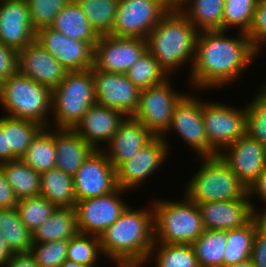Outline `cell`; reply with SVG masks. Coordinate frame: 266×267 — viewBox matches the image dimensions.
I'll return each mask as SVG.
<instances>
[{
	"mask_svg": "<svg viewBox=\"0 0 266 267\" xmlns=\"http://www.w3.org/2000/svg\"><path fill=\"white\" fill-rule=\"evenodd\" d=\"M171 131L177 132V137L180 136L198 157L210 156V144L202 117V99L199 96L188 93L179 100L174 108L171 124L161 136L164 141L168 140L166 135L168 132L171 134Z\"/></svg>",
	"mask_w": 266,
	"mask_h": 267,
	"instance_id": "12",
	"label": "cell"
},
{
	"mask_svg": "<svg viewBox=\"0 0 266 267\" xmlns=\"http://www.w3.org/2000/svg\"><path fill=\"white\" fill-rule=\"evenodd\" d=\"M22 223L33 233L58 208L41 195L18 200L16 205Z\"/></svg>",
	"mask_w": 266,
	"mask_h": 267,
	"instance_id": "39",
	"label": "cell"
},
{
	"mask_svg": "<svg viewBox=\"0 0 266 267\" xmlns=\"http://www.w3.org/2000/svg\"><path fill=\"white\" fill-rule=\"evenodd\" d=\"M0 234L14 253L31 251L33 235L22 223L16 207L0 209Z\"/></svg>",
	"mask_w": 266,
	"mask_h": 267,
	"instance_id": "34",
	"label": "cell"
},
{
	"mask_svg": "<svg viewBox=\"0 0 266 267\" xmlns=\"http://www.w3.org/2000/svg\"><path fill=\"white\" fill-rule=\"evenodd\" d=\"M168 3L172 6V7H177L179 4H181L184 0H167Z\"/></svg>",
	"mask_w": 266,
	"mask_h": 267,
	"instance_id": "55",
	"label": "cell"
},
{
	"mask_svg": "<svg viewBox=\"0 0 266 267\" xmlns=\"http://www.w3.org/2000/svg\"><path fill=\"white\" fill-rule=\"evenodd\" d=\"M262 224L266 227V213L259 216Z\"/></svg>",
	"mask_w": 266,
	"mask_h": 267,
	"instance_id": "56",
	"label": "cell"
},
{
	"mask_svg": "<svg viewBox=\"0 0 266 267\" xmlns=\"http://www.w3.org/2000/svg\"><path fill=\"white\" fill-rule=\"evenodd\" d=\"M50 28L64 36L85 42H97L100 37L75 0L58 12Z\"/></svg>",
	"mask_w": 266,
	"mask_h": 267,
	"instance_id": "25",
	"label": "cell"
},
{
	"mask_svg": "<svg viewBox=\"0 0 266 267\" xmlns=\"http://www.w3.org/2000/svg\"><path fill=\"white\" fill-rule=\"evenodd\" d=\"M60 267H88V266H85L83 264H79V263H76V262H72V261H69V260H65Z\"/></svg>",
	"mask_w": 266,
	"mask_h": 267,
	"instance_id": "53",
	"label": "cell"
},
{
	"mask_svg": "<svg viewBox=\"0 0 266 267\" xmlns=\"http://www.w3.org/2000/svg\"><path fill=\"white\" fill-rule=\"evenodd\" d=\"M40 194L58 208H74L77 202L73 176L55 167L42 172Z\"/></svg>",
	"mask_w": 266,
	"mask_h": 267,
	"instance_id": "27",
	"label": "cell"
},
{
	"mask_svg": "<svg viewBox=\"0 0 266 267\" xmlns=\"http://www.w3.org/2000/svg\"><path fill=\"white\" fill-rule=\"evenodd\" d=\"M170 147L168 141H164L161 136H155L136 155L116 169L118 187L128 191L138 190L150 175L163 166L170 155Z\"/></svg>",
	"mask_w": 266,
	"mask_h": 267,
	"instance_id": "14",
	"label": "cell"
},
{
	"mask_svg": "<svg viewBox=\"0 0 266 267\" xmlns=\"http://www.w3.org/2000/svg\"><path fill=\"white\" fill-rule=\"evenodd\" d=\"M263 86H261L264 90H266V83L262 84Z\"/></svg>",
	"mask_w": 266,
	"mask_h": 267,
	"instance_id": "58",
	"label": "cell"
},
{
	"mask_svg": "<svg viewBox=\"0 0 266 267\" xmlns=\"http://www.w3.org/2000/svg\"><path fill=\"white\" fill-rule=\"evenodd\" d=\"M17 202L18 199L8 183L3 170L0 168V209L16 207Z\"/></svg>",
	"mask_w": 266,
	"mask_h": 267,
	"instance_id": "48",
	"label": "cell"
},
{
	"mask_svg": "<svg viewBox=\"0 0 266 267\" xmlns=\"http://www.w3.org/2000/svg\"><path fill=\"white\" fill-rule=\"evenodd\" d=\"M201 166L185 184L184 195L196 204L241 199L248 191L219 155L197 157Z\"/></svg>",
	"mask_w": 266,
	"mask_h": 267,
	"instance_id": "6",
	"label": "cell"
},
{
	"mask_svg": "<svg viewBox=\"0 0 266 267\" xmlns=\"http://www.w3.org/2000/svg\"><path fill=\"white\" fill-rule=\"evenodd\" d=\"M198 32L177 7H172L150 31L146 38L147 50L165 73L172 77L188 61L191 63L189 69L192 68Z\"/></svg>",
	"mask_w": 266,
	"mask_h": 267,
	"instance_id": "3",
	"label": "cell"
},
{
	"mask_svg": "<svg viewBox=\"0 0 266 267\" xmlns=\"http://www.w3.org/2000/svg\"><path fill=\"white\" fill-rule=\"evenodd\" d=\"M56 167L74 176L95 150L73 129L55 128Z\"/></svg>",
	"mask_w": 266,
	"mask_h": 267,
	"instance_id": "24",
	"label": "cell"
},
{
	"mask_svg": "<svg viewBox=\"0 0 266 267\" xmlns=\"http://www.w3.org/2000/svg\"><path fill=\"white\" fill-rule=\"evenodd\" d=\"M155 259V267H199L192 245L154 242L144 265ZM149 261V262H148Z\"/></svg>",
	"mask_w": 266,
	"mask_h": 267,
	"instance_id": "33",
	"label": "cell"
},
{
	"mask_svg": "<svg viewBox=\"0 0 266 267\" xmlns=\"http://www.w3.org/2000/svg\"><path fill=\"white\" fill-rule=\"evenodd\" d=\"M126 76L139 89L157 86L170 78L148 50L131 66Z\"/></svg>",
	"mask_w": 266,
	"mask_h": 267,
	"instance_id": "37",
	"label": "cell"
},
{
	"mask_svg": "<svg viewBox=\"0 0 266 267\" xmlns=\"http://www.w3.org/2000/svg\"><path fill=\"white\" fill-rule=\"evenodd\" d=\"M246 34L254 49L262 54L260 52L266 47V0H258L252 25Z\"/></svg>",
	"mask_w": 266,
	"mask_h": 267,
	"instance_id": "44",
	"label": "cell"
},
{
	"mask_svg": "<svg viewBox=\"0 0 266 267\" xmlns=\"http://www.w3.org/2000/svg\"><path fill=\"white\" fill-rule=\"evenodd\" d=\"M171 8L167 0H119L109 35L146 40L150 31Z\"/></svg>",
	"mask_w": 266,
	"mask_h": 267,
	"instance_id": "9",
	"label": "cell"
},
{
	"mask_svg": "<svg viewBox=\"0 0 266 267\" xmlns=\"http://www.w3.org/2000/svg\"><path fill=\"white\" fill-rule=\"evenodd\" d=\"M96 103L133 116L139 106L140 91L126 74L100 71L92 66Z\"/></svg>",
	"mask_w": 266,
	"mask_h": 267,
	"instance_id": "15",
	"label": "cell"
},
{
	"mask_svg": "<svg viewBox=\"0 0 266 267\" xmlns=\"http://www.w3.org/2000/svg\"><path fill=\"white\" fill-rule=\"evenodd\" d=\"M35 40L67 71H82L93 66L94 46L97 42L72 39L50 27L39 29Z\"/></svg>",
	"mask_w": 266,
	"mask_h": 267,
	"instance_id": "17",
	"label": "cell"
},
{
	"mask_svg": "<svg viewBox=\"0 0 266 267\" xmlns=\"http://www.w3.org/2000/svg\"><path fill=\"white\" fill-rule=\"evenodd\" d=\"M225 0H184L177 9L198 31L223 30Z\"/></svg>",
	"mask_w": 266,
	"mask_h": 267,
	"instance_id": "26",
	"label": "cell"
},
{
	"mask_svg": "<svg viewBox=\"0 0 266 267\" xmlns=\"http://www.w3.org/2000/svg\"><path fill=\"white\" fill-rule=\"evenodd\" d=\"M127 192L117 187L106 195L78 200L74 207L78 232L100 237L129 206L121 197Z\"/></svg>",
	"mask_w": 266,
	"mask_h": 267,
	"instance_id": "11",
	"label": "cell"
},
{
	"mask_svg": "<svg viewBox=\"0 0 266 267\" xmlns=\"http://www.w3.org/2000/svg\"><path fill=\"white\" fill-rule=\"evenodd\" d=\"M192 246L199 267H220L226 247V230H205Z\"/></svg>",
	"mask_w": 266,
	"mask_h": 267,
	"instance_id": "35",
	"label": "cell"
},
{
	"mask_svg": "<svg viewBox=\"0 0 266 267\" xmlns=\"http://www.w3.org/2000/svg\"><path fill=\"white\" fill-rule=\"evenodd\" d=\"M202 117L210 156L219 155L246 133V106H230L220 101L202 100Z\"/></svg>",
	"mask_w": 266,
	"mask_h": 267,
	"instance_id": "8",
	"label": "cell"
},
{
	"mask_svg": "<svg viewBox=\"0 0 266 267\" xmlns=\"http://www.w3.org/2000/svg\"><path fill=\"white\" fill-rule=\"evenodd\" d=\"M248 195L250 198V201L252 203V208L255 216L259 217L260 215L266 213V168L265 170L260 174V176L257 178L256 182L249 188L248 190ZM257 196V197H256ZM254 199H262L263 205V210L260 211L258 210ZM265 207V208H264ZM258 210V211H257Z\"/></svg>",
	"mask_w": 266,
	"mask_h": 267,
	"instance_id": "47",
	"label": "cell"
},
{
	"mask_svg": "<svg viewBox=\"0 0 266 267\" xmlns=\"http://www.w3.org/2000/svg\"><path fill=\"white\" fill-rule=\"evenodd\" d=\"M126 115L116 109L91 106L73 130L95 150H101L116 133Z\"/></svg>",
	"mask_w": 266,
	"mask_h": 267,
	"instance_id": "22",
	"label": "cell"
},
{
	"mask_svg": "<svg viewBox=\"0 0 266 267\" xmlns=\"http://www.w3.org/2000/svg\"><path fill=\"white\" fill-rule=\"evenodd\" d=\"M35 36L26 0H0V42L18 52Z\"/></svg>",
	"mask_w": 266,
	"mask_h": 267,
	"instance_id": "19",
	"label": "cell"
},
{
	"mask_svg": "<svg viewBox=\"0 0 266 267\" xmlns=\"http://www.w3.org/2000/svg\"><path fill=\"white\" fill-rule=\"evenodd\" d=\"M205 230H232L247 225L254 217L248 192L241 198L229 201H212L197 204Z\"/></svg>",
	"mask_w": 266,
	"mask_h": 267,
	"instance_id": "21",
	"label": "cell"
},
{
	"mask_svg": "<svg viewBox=\"0 0 266 267\" xmlns=\"http://www.w3.org/2000/svg\"><path fill=\"white\" fill-rule=\"evenodd\" d=\"M73 0H26L30 22L35 32L50 27L58 12Z\"/></svg>",
	"mask_w": 266,
	"mask_h": 267,
	"instance_id": "42",
	"label": "cell"
},
{
	"mask_svg": "<svg viewBox=\"0 0 266 267\" xmlns=\"http://www.w3.org/2000/svg\"><path fill=\"white\" fill-rule=\"evenodd\" d=\"M0 168L18 200L40 194L41 175L23 160L3 162Z\"/></svg>",
	"mask_w": 266,
	"mask_h": 267,
	"instance_id": "31",
	"label": "cell"
},
{
	"mask_svg": "<svg viewBox=\"0 0 266 267\" xmlns=\"http://www.w3.org/2000/svg\"><path fill=\"white\" fill-rule=\"evenodd\" d=\"M220 267H255L251 258L239 262L238 264H223Z\"/></svg>",
	"mask_w": 266,
	"mask_h": 267,
	"instance_id": "52",
	"label": "cell"
},
{
	"mask_svg": "<svg viewBox=\"0 0 266 267\" xmlns=\"http://www.w3.org/2000/svg\"><path fill=\"white\" fill-rule=\"evenodd\" d=\"M227 30L199 31L196 38L195 59L189 74L191 89L209 90L227 87L239 80L243 72L257 59L245 32L237 37L227 36ZM226 34V35H225Z\"/></svg>",
	"mask_w": 266,
	"mask_h": 267,
	"instance_id": "1",
	"label": "cell"
},
{
	"mask_svg": "<svg viewBox=\"0 0 266 267\" xmlns=\"http://www.w3.org/2000/svg\"><path fill=\"white\" fill-rule=\"evenodd\" d=\"M78 233L74 208H57L50 218L32 233L33 243L70 239Z\"/></svg>",
	"mask_w": 266,
	"mask_h": 267,
	"instance_id": "29",
	"label": "cell"
},
{
	"mask_svg": "<svg viewBox=\"0 0 266 267\" xmlns=\"http://www.w3.org/2000/svg\"><path fill=\"white\" fill-rule=\"evenodd\" d=\"M146 50L145 39L102 35L94 46L93 67L100 71L126 74Z\"/></svg>",
	"mask_w": 266,
	"mask_h": 267,
	"instance_id": "13",
	"label": "cell"
},
{
	"mask_svg": "<svg viewBox=\"0 0 266 267\" xmlns=\"http://www.w3.org/2000/svg\"><path fill=\"white\" fill-rule=\"evenodd\" d=\"M261 224L260 217L255 216L243 227L226 230L223 264H238L251 258L253 237Z\"/></svg>",
	"mask_w": 266,
	"mask_h": 267,
	"instance_id": "32",
	"label": "cell"
},
{
	"mask_svg": "<svg viewBox=\"0 0 266 267\" xmlns=\"http://www.w3.org/2000/svg\"><path fill=\"white\" fill-rule=\"evenodd\" d=\"M18 52L0 42V78L7 79L18 71Z\"/></svg>",
	"mask_w": 266,
	"mask_h": 267,
	"instance_id": "45",
	"label": "cell"
},
{
	"mask_svg": "<svg viewBox=\"0 0 266 267\" xmlns=\"http://www.w3.org/2000/svg\"><path fill=\"white\" fill-rule=\"evenodd\" d=\"M52 90L20 74L18 71L3 80L0 106L6 116L36 122L50 127ZM50 119V120H49Z\"/></svg>",
	"mask_w": 266,
	"mask_h": 267,
	"instance_id": "7",
	"label": "cell"
},
{
	"mask_svg": "<svg viewBox=\"0 0 266 267\" xmlns=\"http://www.w3.org/2000/svg\"><path fill=\"white\" fill-rule=\"evenodd\" d=\"M2 93H3V80L0 78V101L2 99Z\"/></svg>",
	"mask_w": 266,
	"mask_h": 267,
	"instance_id": "57",
	"label": "cell"
},
{
	"mask_svg": "<svg viewBox=\"0 0 266 267\" xmlns=\"http://www.w3.org/2000/svg\"><path fill=\"white\" fill-rule=\"evenodd\" d=\"M69 239L33 243L30 253L40 267H60L66 260Z\"/></svg>",
	"mask_w": 266,
	"mask_h": 267,
	"instance_id": "43",
	"label": "cell"
},
{
	"mask_svg": "<svg viewBox=\"0 0 266 267\" xmlns=\"http://www.w3.org/2000/svg\"><path fill=\"white\" fill-rule=\"evenodd\" d=\"M171 78L165 82L141 89L139 106L133 115L154 136H162L169 128L174 108L185 95L172 86Z\"/></svg>",
	"mask_w": 266,
	"mask_h": 267,
	"instance_id": "10",
	"label": "cell"
},
{
	"mask_svg": "<svg viewBox=\"0 0 266 267\" xmlns=\"http://www.w3.org/2000/svg\"><path fill=\"white\" fill-rule=\"evenodd\" d=\"M78 200L113 192L117 187L116 169L102 150H94L73 176Z\"/></svg>",
	"mask_w": 266,
	"mask_h": 267,
	"instance_id": "18",
	"label": "cell"
},
{
	"mask_svg": "<svg viewBox=\"0 0 266 267\" xmlns=\"http://www.w3.org/2000/svg\"><path fill=\"white\" fill-rule=\"evenodd\" d=\"M99 35H109L113 29L119 0H75Z\"/></svg>",
	"mask_w": 266,
	"mask_h": 267,
	"instance_id": "36",
	"label": "cell"
},
{
	"mask_svg": "<svg viewBox=\"0 0 266 267\" xmlns=\"http://www.w3.org/2000/svg\"><path fill=\"white\" fill-rule=\"evenodd\" d=\"M219 156L247 191L266 168V147L247 133L226 147Z\"/></svg>",
	"mask_w": 266,
	"mask_h": 267,
	"instance_id": "16",
	"label": "cell"
},
{
	"mask_svg": "<svg viewBox=\"0 0 266 267\" xmlns=\"http://www.w3.org/2000/svg\"><path fill=\"white\" fill-rule=\"evenodd\" d=\"M116 267H144V264L139 263H124V264H115Z\"/></svg>",
	"mask_w": 266,
	"mask_h": 267,
	"instance_id": "54",
	"label": "cell"
},
{
	"mask_svg": "<svg viewBox=\"0 0 266 267\" xmlns=\"http://www.w3.org/2000/svg\"><path fill=\"white\" fill-rule=\"evenodd\" d=\"M14 252L10 249L4 235L0 234V267H5L10 261Z\"/></svg>",
	"mask_w": 266,
	"mask_h": 267,
	"instance_id": "50",
	"label": "cell"
},
{
	"mask_svg": "<svg viewBox=\"0 0 266 267\" xmlns=\"http://www.w3.org/2000/svg\"><path fill=\"white\" fill-rule=\"evenodd\" d=\"M7 162V133L2 128V116H0V164Z\"/></svg>",
	"mask_w": 266,
	"mask_h": 267,
	"instance_id": "51",
	"label": "cell"
},
{
	"mask_svg": "<svg viewBox=\"0 0 266 267\" xmlns=\"http://www.w3.org/2000/svg\"><path fill=\"white\" fill-rule=\"evenodd\" d=\"M51 128L73 129L91 106L96 104L92 67L67 71L61 83L52 89Z\"/></svg>",
	"mask_w": 266,
	"mask_h": 267,
	"instance_id": "5",
	"label": "cell"
},
{
	"mask_svg": "<svg viewBox=\"0 0 266 267\" xmlns=\"http://www.w3.org/2000/svg\"><path fill=\"white\" fill-rule=\"evenodd\" d=\"M258 0H225L223 30L234 27L247 33L252 25Z\"/></svg>",
	"mask_w": 266,
	"mask_h": 267,
	"instance_id": "40",
	"label": "cell"
},
{
	"mask_svg": "<svg viewBox=\"0 0 266 267\" xmlns=\"http://www.w3.org/2000/svg\"><path fill=\"white\" fill-rule=\"evenodd\" d=\"M99 239L105 260L112 264H144L154 245L153 206L135 209L129 205Z\"/></svg>",
	"mask_w": 266,
	"mask_h": 267,
	"instance_id": "2",
	"label": "cell"
},
{
	"mask_svg": "<svg viewBox=\"0 0 266 267\" xmlns=\"http://www.w3.org/2000/svg\"><path fill=\"white\" fill-rule=\"evenodd\" d=\"M2 128L7 133V161H13L25 155L33 138L43 126L30 120L3 115Z\"/></svg>",
	"mask_w": 266,
	"mask_h": 267,
	"instance_id": "28",
	"label": "cell"
},
{
	"mask_svg": "<svg viewBox=\"0 0 266 267\" xmlns=\"http://www.w3.org/2000/svg\"><path fill=\"white\" fill-rule=\"evenodd\" d=\"M21 160L40 174L55 168V128L43 127L33 138Z\"/></svg>",
	"mask_w": 266,
	"mask_h": 267,
	"instance_id": "30",
	"label": "cell"
},
{
	"mask_svg": "<svg viewBox=\"0 0 266 267\" xmlns=\"http://www.w3.org/2000/svg\"><path fill=\"white\" fill-rule=\"evenodd\" d=\"M5 267H40L30 252L14 253Z\"/></svg>",
	"mask_w": 266,
	"mask_h": 267,
	"instance_id": "49",
	"label": "cell"
},
{
	"mask_svg": "<svg viewBox=\"0 0 266 267\" xmlns=\"http://www.w3.org/2000/svg\"><path fill=\"white\" fill-rule=\"evenodd\" d=\"M99 255L100 258L102 256L104 257L99 237L78 232L69 239L67 260L88 267H97L98 261L100 260Z\"/></svg>",
	"mask_w": 266,
	"mask_h": 267,
	"instance_id": "38",
	"label": "cell"
},
{
	"mask_svg": "<svg viewBox=\"0 0 266 267\" xmlns=\"http://www.w3.org/2000/svg\"><path fill=\"white\" fill-rule=\"evenodd\" d=\"M151 203L154 209V242L192 245L205 231L197 204L185 195L182 201L156 199Z\"/></svg>",
	"mask_w": 266,
	"mask_h": 267,
	"instance_id": "4",
	"label": "cell"
},
{
	"mask_svg": "<svg viewBox=\"0 0 266 267\" xmlns=\"http://www.w3.org/2000/svg\"><path fill=\"white\" fill-rule=\"evenodd\" d=\"M154 137L144 124L133 116H127L113 137L101 150L114 168L117 169L123 162L136 155Z\"/></svg>",
	"mask_w": 266,
	"mask_h": 267,
	"instance_id": "23",
	"label": "cell"
},
{
	"mask_svg": "<svg viewBox=\"0 0 266 267\" xmlns=\"http://www.w3.org/2000/svg\"><path fill=\"white\" fill-rule=\"evenodd\" d=\"M17 63L20 74L51 90L61 83L67 73V70L36 40L18 51Z\"/></svg>",
	"mask_w": 266,
	"mask_h": 267,
	"instance_id": "20",
	"label": "cell"
},
{
	"mask_svg": "<svg viewBox=\"0 0 266 267\" xmlns=\"http://www.w3.org/2000/svg\"><path fill=\"white\" fill-rule=\"evenodd\" d=\"M251 259L255 267H266V227L263 224L254 234Z\"/></svg>",
	"mask_w": 266,
	"mask_h": 267,
	"instance_id": "46",
	"label": "cell"
},
{
	"mask_svg": "<svg viewBox=\"0 0 266 267\" xmlns=\"http://www.w3.org/2000/svg\"><path fill=\"white\" fill-rule=\"evenodd\" d=\"M255 96L246 104V133L266 147V90Z\"/></svg>",
	"mask_w": 266,
	"mask_h": 267,
	"instance_id": "41",
	"label": "cell"
}]
</instances>
